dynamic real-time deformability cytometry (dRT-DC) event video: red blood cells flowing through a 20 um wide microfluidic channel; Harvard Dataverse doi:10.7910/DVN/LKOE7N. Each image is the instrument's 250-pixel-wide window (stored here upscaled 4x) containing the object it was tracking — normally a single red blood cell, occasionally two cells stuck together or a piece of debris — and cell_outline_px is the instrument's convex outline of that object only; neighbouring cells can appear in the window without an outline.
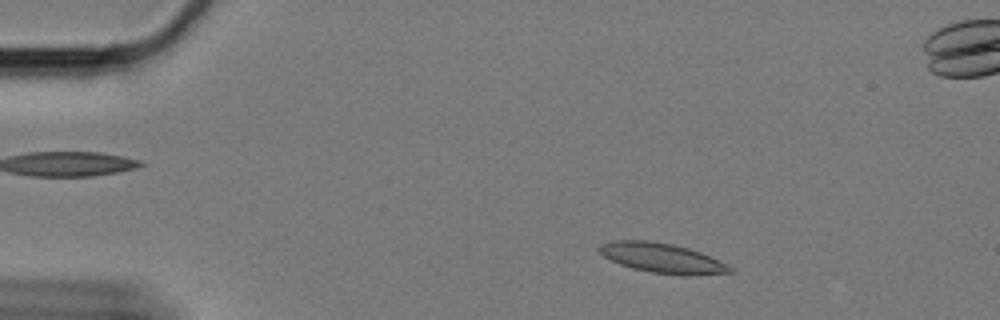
{"species": "Egyptian fruit bat (a non-hibernating species)", "species_latin": "Rousettus aegyptiacus", "temperature_condition": "cold", "stored_images_in_passage": 60, "camera_frame_rate_fps": 3000, "um_per_image_px": 0.085, "animal": {"sex": "female"}, "frame": {"image": 1, "passage_image": 8, "time_ms": 2.333, "image_size_px": [1000, 320], "cell_outline_px": [[732, 272], [688, 276], [684, 276], [652, 272], [632, 268], [620, 264], [604, 256], [596, 248], [600, 244], [612, 240], [648, 240], [672, 244], [688, 248], [700, 252], [728, 264], [732, 268]], "centroid_in_image_um": [56.26, 21.93], "position_along_channel_um": 28.7, "area_um2": 22.66}}
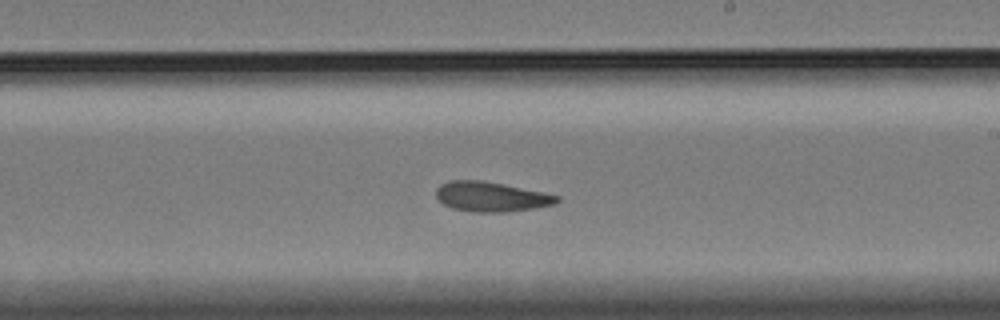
{"frame": {"image": 2, "passage_image": 34, "time_ms": 11.0, "image_size_px": [1000, 320], "cell_outline_px": [[560, 200], [556, 204], [536, 208], [504, 212], [472, 212], [452, 208], [444, 204], [436, 196], [436, 188], [440, 184], [448, 180], [480, 180], [544, 192], [560, 196]], "centroid_in_image_um": [41.75, 16.72], "position_along_channel_um": 247.2, "area_um2": 21.04}}
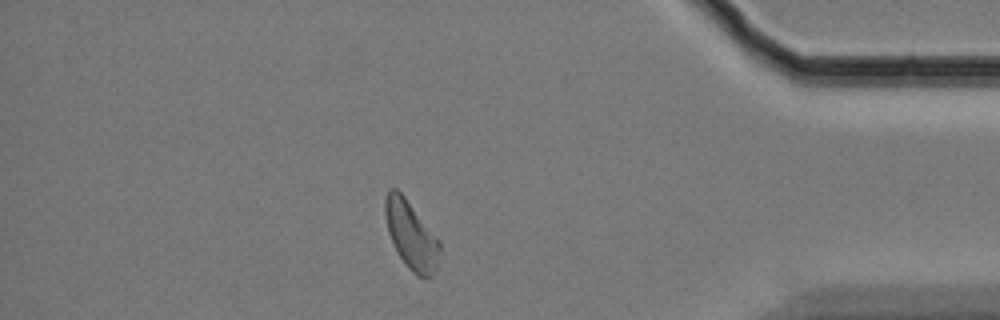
{"frame": {"image": 3, "passage_image": 51, "time_ms": 16.667, "image_size_px": [1000, 320], "cell_outline_px": [[440, 248], [436, 268], [432, 276], [428, 280], [424, 280], [416, 276], [408, 268], [400, 256], [388, 232], [384, 212], [384, 200], [388, 188], [396, 188], [404, 196], [440, 240]], "centroid_in_image_um": [34.95, 20.0], "position_along_channel_um": 400.3, "area_um2": 21.68}, "authors_computed_cell_mechanics": {"area_um2": 21.4727, "velocity_mm_per_s": 3.2562, "shape_relaxation_time_tau1_ms": null, "shape_relaxation_time_tau2_ms": 6.3886, "deformation_change_tau1": null, "deformation_change_tau2": 0.1226}}